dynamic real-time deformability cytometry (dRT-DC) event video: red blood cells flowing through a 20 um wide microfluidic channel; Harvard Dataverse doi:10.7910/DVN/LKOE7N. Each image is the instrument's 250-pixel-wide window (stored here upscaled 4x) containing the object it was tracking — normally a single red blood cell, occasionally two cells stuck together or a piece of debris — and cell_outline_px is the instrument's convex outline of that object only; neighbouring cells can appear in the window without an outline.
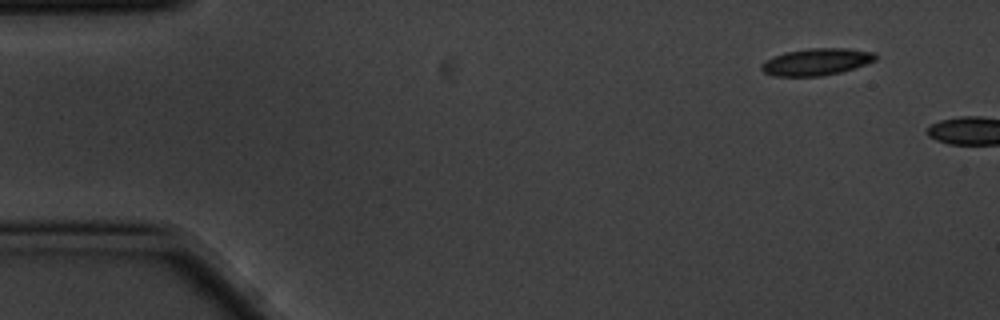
{"species": "common noctule bat (a hibernating species)", "species_latin": "Nyctalus noctula", "temperature_condition": "cold", "stored_images_in_passage": 2, "camera_frame_rate_fps": 3000, "um_per_image_px": 0.085, "animal": {"sex": "male", "body_mass_g": 20.1, "forearm_length_mm": 53.5}, "frame": {"image": 1, "passage_image": 1, "time_ms": 0.0, "image_size_px": [1000, 320], "cell_outline_px": [[876, 60], [840, 72], [820, 76], [776, 76], [764, 72], [760, 68], [760, 64], [764, 60], [784, 52], [808, 48], [848, 48], [876, 52]], "centroid_in_image_um": [69.37, 5.24], "position_along_channel_um": 15.6, "area_um2": 17.92}}